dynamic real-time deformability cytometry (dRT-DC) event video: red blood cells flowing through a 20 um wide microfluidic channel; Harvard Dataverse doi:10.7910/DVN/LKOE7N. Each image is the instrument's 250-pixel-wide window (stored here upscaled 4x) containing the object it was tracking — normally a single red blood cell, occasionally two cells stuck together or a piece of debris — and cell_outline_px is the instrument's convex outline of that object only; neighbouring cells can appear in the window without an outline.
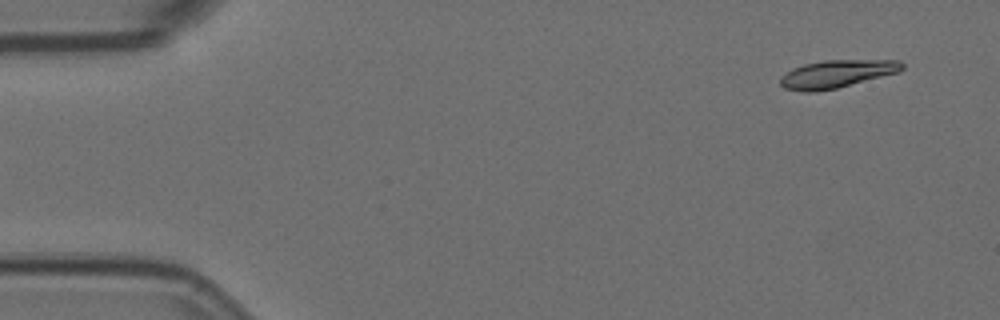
{"species": "Egyptian fruit bat (a non-hibernating species)", "species_latin": "Rousettus aegyptiacus", "temperature_condition": "room temperature", "stored_images_in_passage": 4, "segment_of_instrument_passage": [2, 2], "camera_frame_rate_fps": 3000, "um_per_image_px": 0.085, "animal": {"sex": "female"}, "frame": {"image": 1, "passage_image": 4, "time_ms": 1.0, "image_size_px": [1000, 320], "cell_outline_px": [[904, 68], [900, 72], [836, 88], [816, 92], [804, 92], [784, 88], [780, 84], [780, 80], [792, 68], [804, 64], [824, 60], [900, 60], [904, 64]], "centroid_in_image_um": [71.16, 6.28], "position_along_channel_um": 13.8, "area_um2": 19.65}}